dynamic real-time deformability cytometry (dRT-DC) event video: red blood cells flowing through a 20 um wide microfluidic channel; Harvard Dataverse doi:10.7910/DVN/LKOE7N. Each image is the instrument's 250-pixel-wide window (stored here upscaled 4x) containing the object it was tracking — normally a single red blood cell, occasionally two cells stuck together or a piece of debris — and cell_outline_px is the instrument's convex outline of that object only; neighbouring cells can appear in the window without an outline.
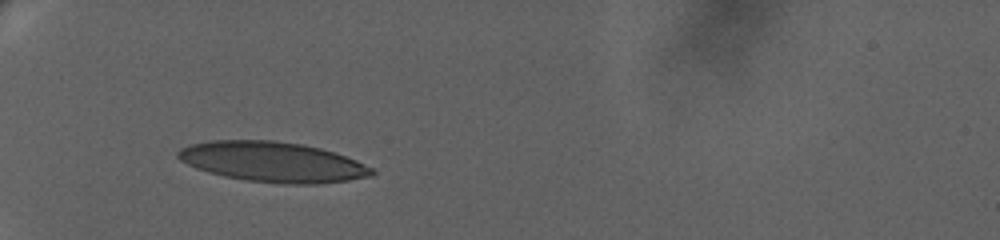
{"species": "human", "species_latin": "Homo sapiens", "temperature_condition": "warm", "stored_images_in_passage": 23, "camera_frame_rate_fps": 3000, "um_per_image_px": 0.085, "donor": {"sex": "female"}, "frame": {"image": 1, "passage_image": 1, "time_ms": 0.0, "image_size_px": [1000, 240], "cell_outline_px": [[376, 172], [372, 176], [348, 180], [316, 184], [288, 184], [244, 180], [224, 176], [208, 172], [196, 168], [180, 160], [176, 156], [176, 152], [180, 148], [192, 144], [208, 140], [272, 140], [304, 144], [320, 148], [356, 160], [372, 168]], "centroid_in_image_um": [23.15, 13.76], "position_along_channel_um": 61.8, "area_um2": 45.37}}
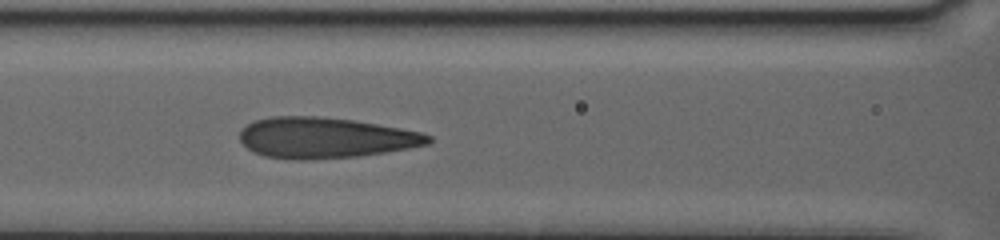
{"frame": {"image": 2, "passage_image": 13, "time_ms": 3.0, "image_size_px": [1000, 240], "cell_outline_px": [[432, 140], [428, 144], [408, 148], [384, 152], [356, 156], [304, 160], [296, 160], [264, 156], [248, 148], [240, 140], [240, 132], [248, 124], [256, 120], [272, 116], [316, 116], [352, 120], [400, 128], [420, 132], [432, 136]], "centroid_in_image_um": [27.64, 11.71], "position_along_channel_um": 139.0, "area_um2": 44.33}}
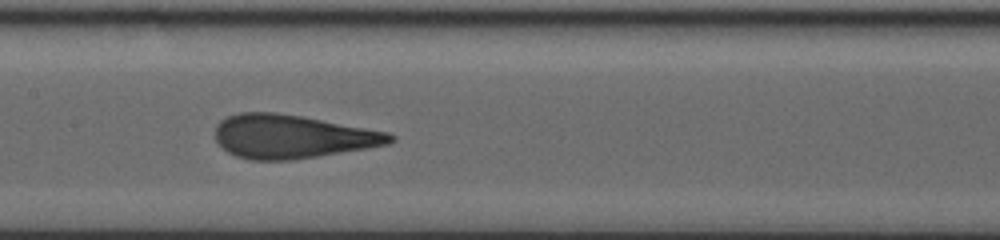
{"frame": {"image": 3, "passage_image": 19, "time_ms": 4.333, "image_size_px": [1000, 240], "cell_outline_px": [[396, 140], [388, 144], [368, 148], [292, 160], [248, 160], [236, 156], [228, 152], [216, 140], [216, 124], [220, 120], [228, 116], [240, 112], [276, 112], [300, 116], [388, 132], [396, 136]], "centroid_in_image_um": [24.82, 11.61], "position_along_channel_um": 182.6, "area_um2": 44.27}}